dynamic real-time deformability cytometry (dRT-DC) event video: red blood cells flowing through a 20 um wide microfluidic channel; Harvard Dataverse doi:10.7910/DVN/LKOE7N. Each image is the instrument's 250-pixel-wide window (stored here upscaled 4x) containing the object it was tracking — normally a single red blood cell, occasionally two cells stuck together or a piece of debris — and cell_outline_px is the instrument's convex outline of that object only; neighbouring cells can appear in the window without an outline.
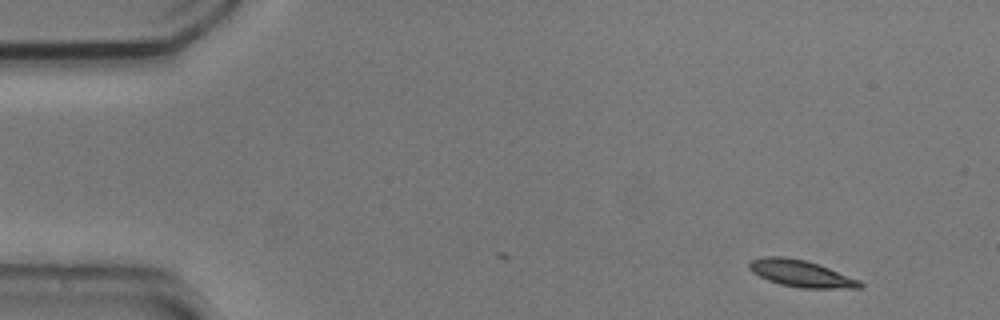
{"species": "common noctule bat (a hibernating species)", "species_latin": "Nyctalus noctula", "temperature_condition": "cold", "stored_images_in_passage": 51, "camera_frame_rate_fps": 3000, "um_per_image_px": 0.085, "animal": {"sex": "male", "body_mass_g": 20.5, "forearm_length_mm": 52.5}, "frame": {"image": 1, "passage_image": 1, "time_ms": 0.0, "image_size_px": [1000, 320], "cell_outline_px": [[864, 284], [860, 288], [800, 288], [780, 284], [768, 280], [752, 272], [748, 268], [748, 264], [752, 260], [764, 256], [780, 256], [804, 260], [828, 268], [860, 280]], "centroid_in_image_um": [68.07, 23.25], "position_along_channel_um": 16.9, "area_um2": 17.05}}
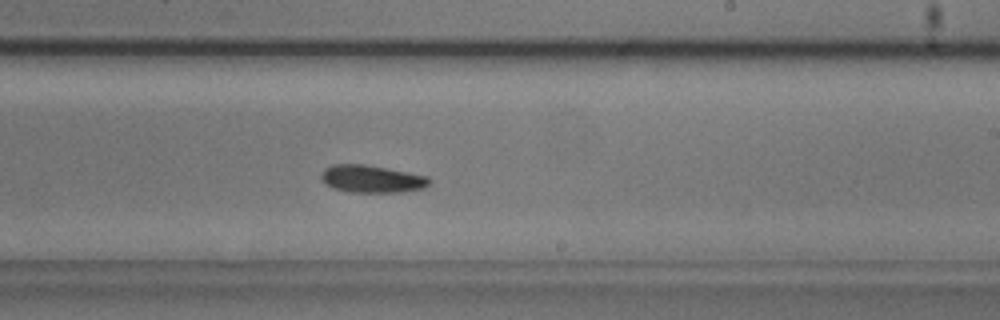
{"frame": {"image": 2, "passage_image": 29, "time_ms": 9.333, "image_size_px": [1000, 320], "cell_outline_px": [[432, 180], [424, 188], [400, 192], [348, 192], [332, 188], [320, 180], [320, 176], [324, 168], [332, 164], [364, 164], [428, 176]], "centroid_in_image_um": [31.56, 15.21], "position_along_channel_um": 257.4, "area_um2": 17.4}}
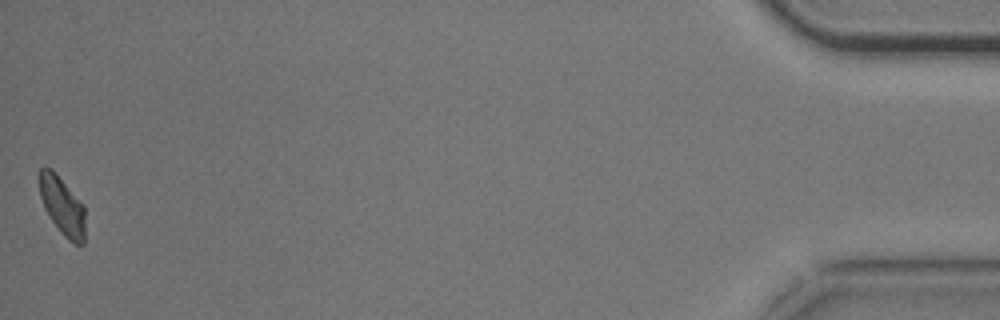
{"frame": {"image": 3, "passage_image": 51, "time_ms": 16.667, "image_size_px": [1000, 320], "cell_outline_px": [[84, 244], [76, 244], [68, 240], [64, 236], [48, 216], [44, 208], [40, 196], [36, 176], [40, 168], [44, 164], [52, 168], [84, 204]], "centroid_in_image_um": [5.24, 17.41], "position_along_channel_um": 430.0, "area_um2": 16.07}, "authors_computed_cell_mechanics": {"area_um2": 16.9354, "velocity_mm_per_s": 3.6568, "shape_relaxation_time_tau1_ms": 3.4501, "shape_relaxation_time_tau2_ms": null, "deformation_change_tau1": 0.1084, "deformation_change_tau2": null}}